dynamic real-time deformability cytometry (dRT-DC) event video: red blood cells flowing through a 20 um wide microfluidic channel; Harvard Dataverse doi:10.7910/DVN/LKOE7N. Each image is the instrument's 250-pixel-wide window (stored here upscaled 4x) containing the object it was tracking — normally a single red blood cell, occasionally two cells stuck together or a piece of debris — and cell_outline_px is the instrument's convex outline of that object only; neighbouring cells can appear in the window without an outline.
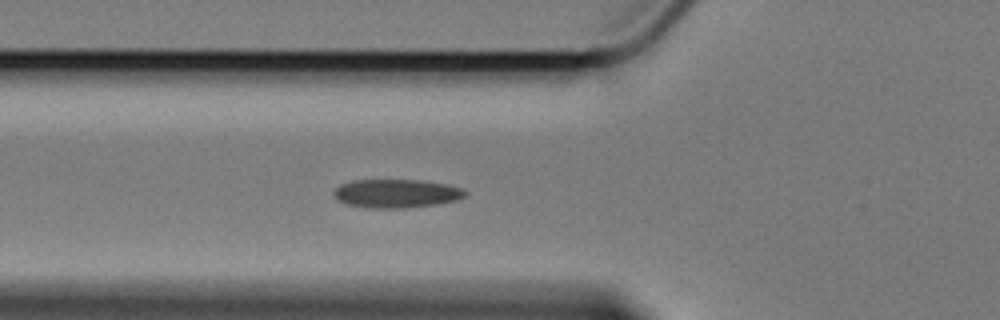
{"species": "Egyptian fruit bat (a non-hibernating species)", "species_latin": "Rousettus aegyptiacus", "temperature_condition": "cold", "stored_images_in_passage": 20, "camera_frame_rate_fps": 3000, "um_per_image_px": 0.085, "animal": {"sex": "female"}, "frame": {"image": 1, "passage_image": 9, "time_ms": 2.667, "image_size_px": [1000, 320], "cell_outline_px": [[468, 192], [464, 196], [456, 200], [436, 204], [404, 208], [368, 208], [348, 204], [336, 200], [332, 192], [340, 184], [352, 180], [424, 180], [448, 184], [464, 188]], "centroid_in_image_um": [33.69, 16.44], "position_along_channel_um": 92.1, "area_um2": 22.08}}
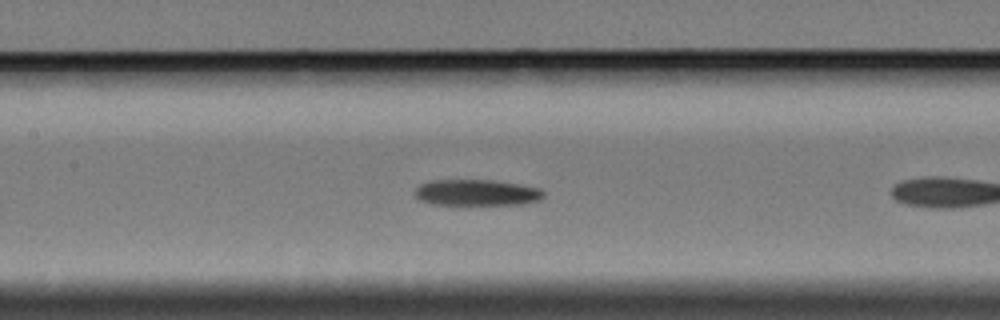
{"frame": {"image": 2, "passage_image": 12, "time_ms": 3.667, "image_size_px": [1000, 320], "cell_outline_px": [[544, 196], [540, 200], [520, 204], [432, 204], [420, 200], [416, 196], [416, 188], [420, 184], [432, 180], [492, 180], [540, 188], [544, 192]], "centroid_in_image_um": [40.52, 16.37], "position_along_channel_um": 166.9, "area_um2": 19.36}}
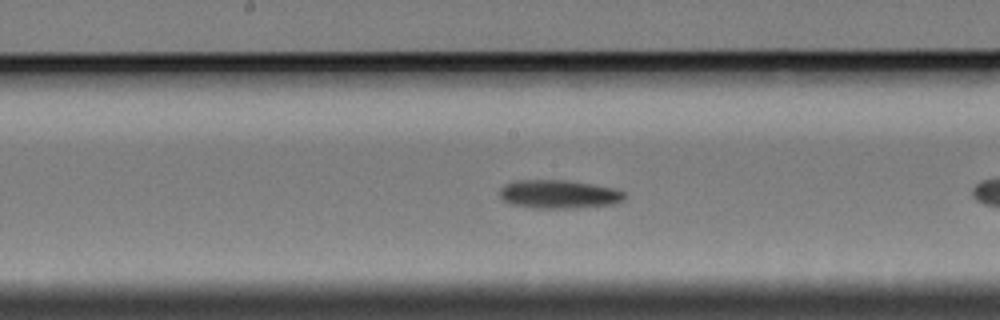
{"frame": {"image": 3, "passage_image": 15, "time_ms": 4.667, "image_size_px": [1000, 320], "cell_outline_px": [[624, 200], [616, 204], [572, 208], [532, 208], [512, 204], [504, 200], [500, 196], [500, 188], [504, 184], [512, 180], [568, 180], [616, 188], [624, 192]], "centroid_in_image_um": [47.5, 16.5], "position_along_channel_um": 200.7, "area_um2": 20.92}}